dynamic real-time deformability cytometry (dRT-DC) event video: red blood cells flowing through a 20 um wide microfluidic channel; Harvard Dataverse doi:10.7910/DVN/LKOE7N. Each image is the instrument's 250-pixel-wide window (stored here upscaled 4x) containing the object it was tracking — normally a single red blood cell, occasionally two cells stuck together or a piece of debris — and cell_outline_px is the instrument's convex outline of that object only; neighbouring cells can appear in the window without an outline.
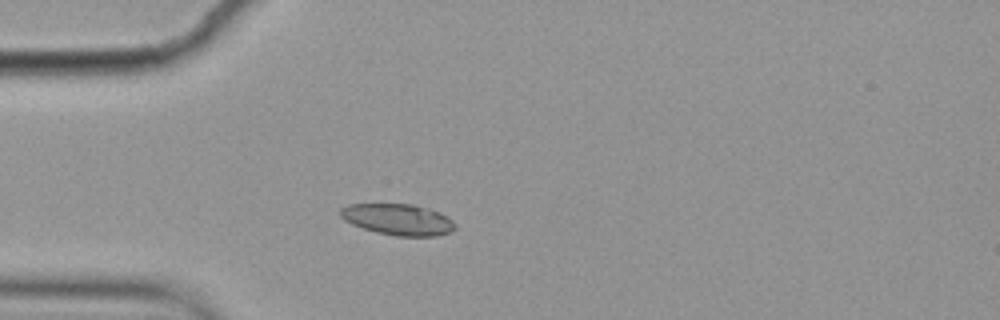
{"species": "common noctule bat (a hibernating species)", "species_latin": "Nyctalus noctula", "temperature_condition": "cold", "stored_images_in_passage": 6, "camera_frame_rate_fps": 3000, "um_per_image_px": 0.085, "animal": {"sex": "female", "body_mass_g": 19.9}, "frame": {"image": 1, "passage_image": 5, "time_ms": 1.333, "image_size_px": [1000, 320], "cell_outline_px": [[456, 228], [452, 232], [436, 236], [396, 236], [376, 232], [352, 224], [344, 220], [340, 216], [340, 208], [348, 204], [412, 204], [428, 208], [440, 212], [452, 220], [456, 224]], "centroid_in_image_um": [33.85, 18.65], "position_along_channel_um": 51.1, "area_um2": 20.98}}